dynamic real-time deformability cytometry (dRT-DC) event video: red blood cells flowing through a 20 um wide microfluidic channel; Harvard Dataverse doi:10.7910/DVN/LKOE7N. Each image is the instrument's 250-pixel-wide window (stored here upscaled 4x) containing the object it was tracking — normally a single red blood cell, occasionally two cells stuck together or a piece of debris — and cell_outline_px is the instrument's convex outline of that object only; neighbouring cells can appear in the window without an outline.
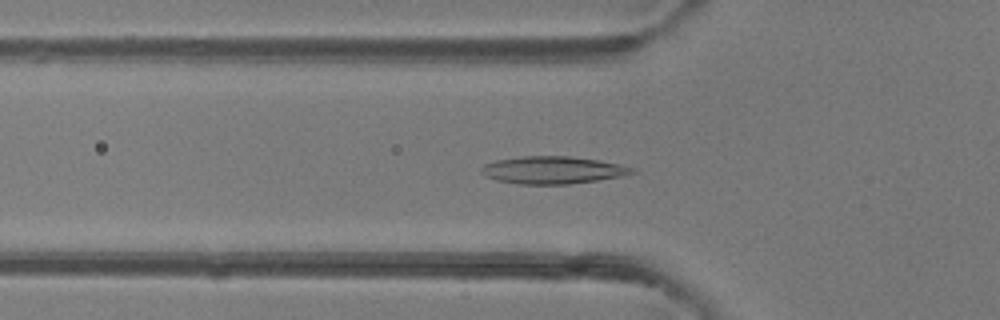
{"species": "common noctule bat (a hibernating species)", "species_latin": "Nyctalus noctula", "temperature_condition": "room temperature", "stored_images_in_passage": 48, "camera_frame_rate_fps": 3000, "um_per_image_px": 0.085, "animal": {"sex": "female"}, "frame": {"image": 1, "passage_image": 16, "time_ms": 5.0, "image_size_px": [1000, 320], "cell_outline_px": [[636, 172], [624, 176], [568, 184], [520, 184], [496, 180], [484, 176], [480, 172], [480, 168], [484, 164], [496, 160], [524, 156], [568, 156], [600, 160], [636, 168]], "centroid_in_image_um": [46.97, 14.45], "position_along_channel_um": 78.8, "area_um2": 24.16}}
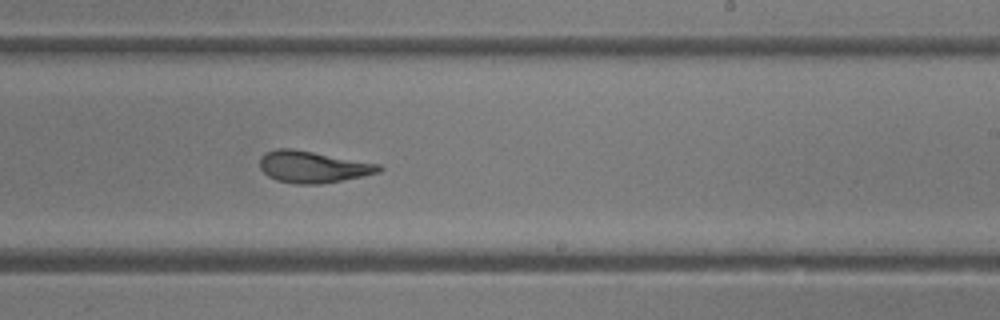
{"frame": {"image": 2, "passage_image": 29, "time_ms": 9.333, "image_size_px": [1000, 320], "cell_outline_px": [[384, 168], [380, 172], [364, 176], [320, 184], [296, 184], [276, 180], [268, 176], [260, 168], [260, 156], [268, 152], [280, 148], [292, 148], [380, 164]], "centroid_in_image_um": [26.61, 14.19], "position_along_channel_um": 262.4, "area_um2": 21.96}}
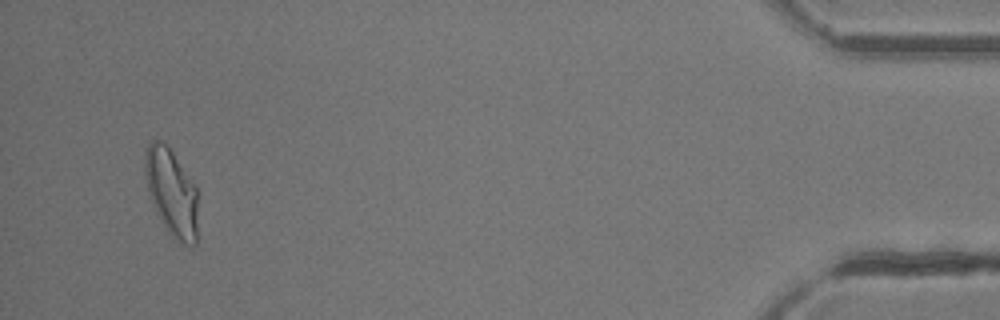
{"frame": {"image": 3, "passage_image": 46, "time_ms": 15.0, "image_size_px": [1000, 320], "cell_outline_px": [[196, 244], [184, 244], [168, 232], [156, 212], [148, 192], [144, 172], [144, 152], [148, 144], [152, 140], [156, 140], [164, 144], [172, 152], [196, 184]], "centroid_in_image_um": [14.55, 16.31], "position_along_channel_um": 420.6, "area_um2": 26.53}, "authors_computed_cell_mechanics": {"area_um2": 23.2934, "velocity_mm_per_s": 4.2207, "shape_relaxation_time_tau1_ms": 6.1211, "shape_relaxation_time_tau2_ms": 1.3163, "deformation_change_tau1": 0.1994, "deformation_change_tau2": 0.0862}}